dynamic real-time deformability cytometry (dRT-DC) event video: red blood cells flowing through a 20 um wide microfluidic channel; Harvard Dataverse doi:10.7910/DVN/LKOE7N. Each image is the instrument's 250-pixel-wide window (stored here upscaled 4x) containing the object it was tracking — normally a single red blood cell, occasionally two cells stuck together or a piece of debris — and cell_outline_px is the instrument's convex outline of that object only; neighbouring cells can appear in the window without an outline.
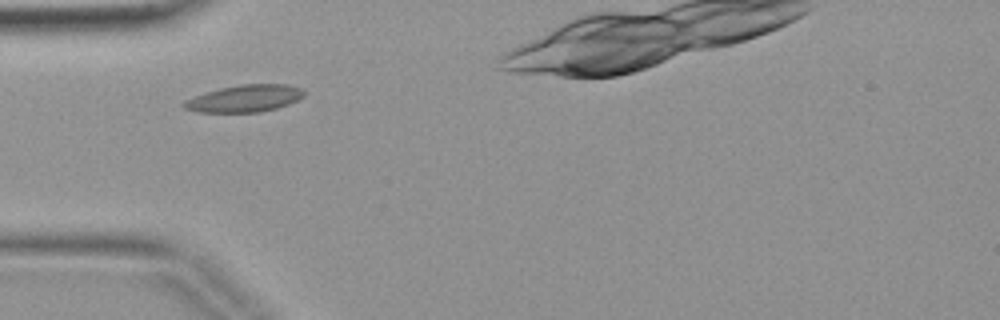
{"species": "common noctule bat (a hibernating species)", "species_latin": "Nyctalus noctula", "temperature_condition": "warm", "stored_images_in_passage": 2, "camera_frame_rate_fps": 3000, "um_per_image_px": 0.085, "animal": {"sex": "female", "body_mass_g": 19.9}, "frame": {"image": 1, "passage_image": 2, "time_ms": 0.333, "image_size_px": [1000, 320], "cell_outline_px": [[304, 96], [288, 104], [276, 108], [260, 112], [196, 112], [184, 108], [180, 104], [184, 100], [204, 92], [220, 88], [240, 84], [288, 84], [300, 88], [304, 92]], "centroid_in_image_um": [20.74, 8.37], "position_along_channel_um": 64.3, "area_um2": 19.02}}